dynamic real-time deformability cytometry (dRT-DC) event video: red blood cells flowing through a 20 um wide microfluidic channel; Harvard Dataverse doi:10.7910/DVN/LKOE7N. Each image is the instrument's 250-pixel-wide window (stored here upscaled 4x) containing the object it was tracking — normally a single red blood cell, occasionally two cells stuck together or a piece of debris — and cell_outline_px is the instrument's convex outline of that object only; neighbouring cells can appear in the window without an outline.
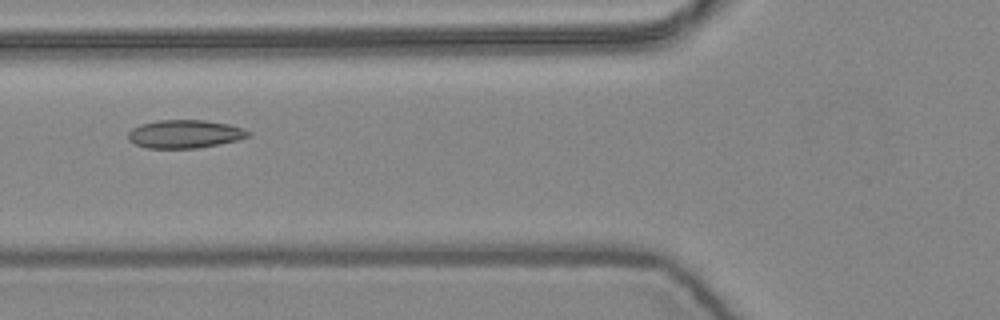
{"species": "common noctule bat (a hibernating species)", "species_latin": "Nyctalus noctula", "temperature_condition": "warm", "stored_images_in_passage": 14, "camera_frame_rate_fps": 3000, "um_per_image_px": 0.085, "animal": {"sex": "female", "body_mass_g": 24.6, "forearm_length_mm": 56.2}, "frame": {"image": 1, "passage_image": 5, "time_ms": 1.333, "image_size_px": [1000, 320], "cell_outline_px": [[252, 136], [236, 140], [196, 148], [148, 148], [136, 144], [128, 140], [128, 132], [132, 128], [140, 124], [160, 120], [204, 120], [228, 124], [244, 128], [252, 132]], "centroid_in_image_um": [15.72, 11.38], "position_along_channel_um": 110.1, "area_um2": 19.71}}
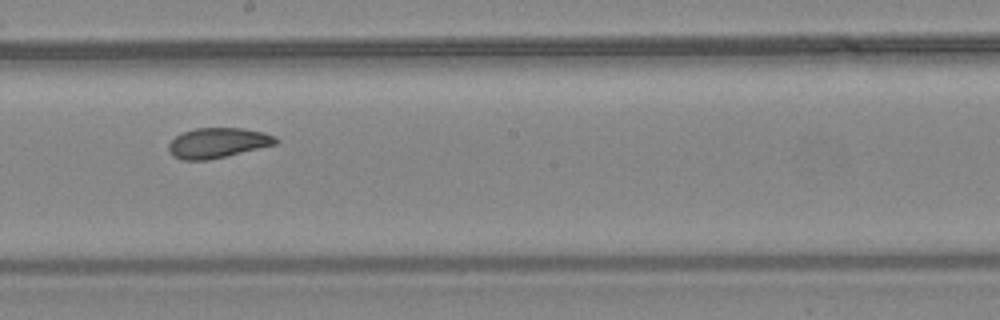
{"frame": {"image": 2, "passage_image": 8, "time_ms": 2.333, "image_size_px": [1000, 320], "cell_outline_px": [[280, 140], [276, 144], [208, 160], [184, 160], [172, 156], [168, 152], [168, 144], [176, 136], [184, 132], [196, 128], [240, 128], [264, 132], [276, 136]], "centroid_in_image_um": [18.5, 12.14], "position_along_channel_um": 229.7, "area_um2": 18.73}}
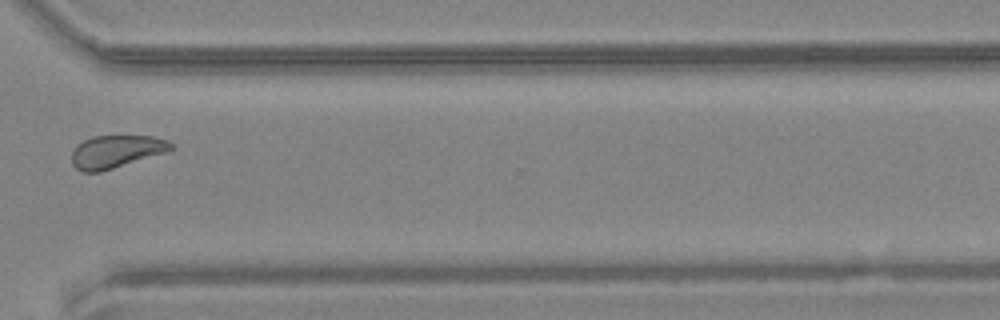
{"frame": {"image": 3, "passage_image": 11, "time_ms": 3.333, "image_size_px": [1000, 320], "cell_outline_px": [[176, 148], [172, 152], [100, 172], [80, 172], [72, 164], [72, 152], [76, 144], [92, 136], [152, 136], [168, 140]], "centroid_in_image_um": [9.93, 12.89], "position_along_channel_um": 360.7, "area_um2": 19.48}}